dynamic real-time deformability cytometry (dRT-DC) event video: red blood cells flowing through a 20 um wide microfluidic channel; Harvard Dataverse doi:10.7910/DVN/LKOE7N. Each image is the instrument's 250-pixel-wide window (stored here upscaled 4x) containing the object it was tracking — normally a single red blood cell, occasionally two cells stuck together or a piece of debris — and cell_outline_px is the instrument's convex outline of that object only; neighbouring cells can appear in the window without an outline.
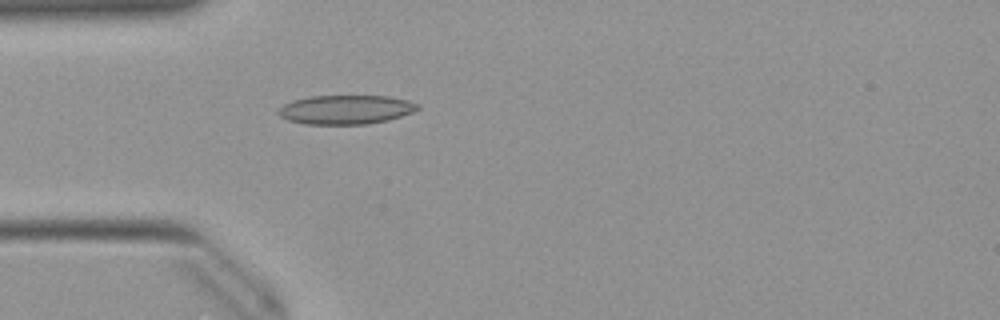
{"species": "Egyptian fruit bat (a non-hibernating species)", "species_latin": "Rousettus aegyptiacus", "temperature_condition": "warm", "stored_images_in_passage": 38, "camera_frame_rate_fps": 3000, "um_per_image_px": 0.085, "animal": {"sex": "female"}, "frame": {"image": 1, "passage_image": 1, "time_ms": 0.0, "image_size_px": [1000, 320], "cell_outline_px": [[420, 108], [412, 112], [388, 120], [368, 124], [304, 124], [288, 120], [280, 116], [276, 112], [284, 104], [292, 100], [308, 96], [388, 96], [408, 100], [420, 104]], "centroid_in_image_um": [29.38, 9.31], "position_along_channel_um": 55.6, "area_um2": 23.7}}
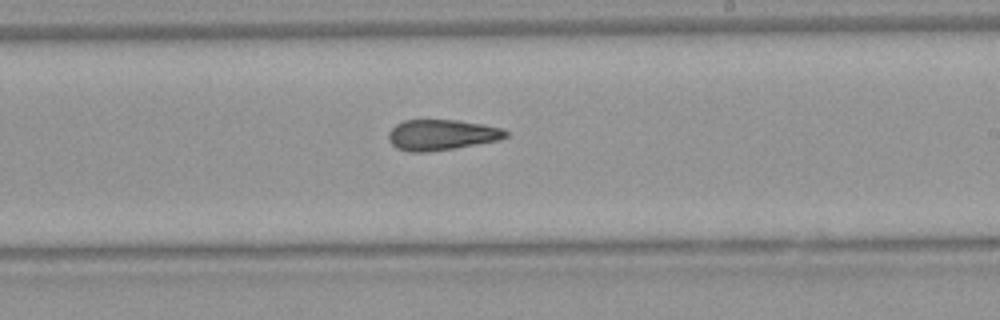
{"frame": {"image": 2, "passage_image": 16, "time_ms": 5.0, "image_size_px": [1000, 320], "cell_outline_px": [[508, 136], [500, 140], [456, 148], [428, 152], [408, 152], [396, 148], [388, 140], [388, 132], [396, 124], [404, 120], [456, 120], [484, 124], [504, 128], [508, 132]], "centroid_in_image_um": [37.55, 11.47], "position_along_channel_um": 251.5, "area_um2": 21.21}}
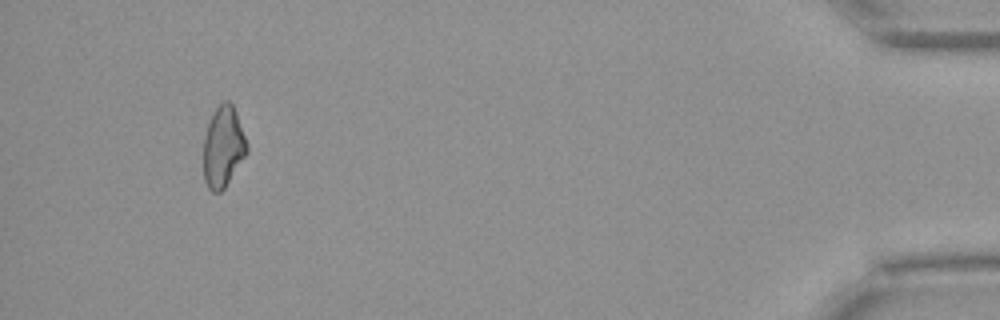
{"frame": {"image": 3, "passage_image": 34, "time_ms": 11.0, "image_size_px": [1000, 320], "cell_outline_px": [[248, 152], [224, 188], [220, 192], [212, 192], [208, 188], [204, 180], [204, 136], [208, 124], [216, 108], [224, 100], [228, 100], [232, 104], [236, 112], [248, 144]], "centroid_in_image_um": [18.98, 12.49], "position_along_channel_um": 416.2, "area_um2": 20.35}, "authors_computed_cell_mechanics": {"area_um2": 21.2704, "velocity_mm_per_s": 3.9999, "shape_relaxation_time_tau1_ms": null, "shape_relaxation_time_tau2_ms": 3.9886, "deformation_change_tau1": null, "deformation_change_tau2": 0.1285}}